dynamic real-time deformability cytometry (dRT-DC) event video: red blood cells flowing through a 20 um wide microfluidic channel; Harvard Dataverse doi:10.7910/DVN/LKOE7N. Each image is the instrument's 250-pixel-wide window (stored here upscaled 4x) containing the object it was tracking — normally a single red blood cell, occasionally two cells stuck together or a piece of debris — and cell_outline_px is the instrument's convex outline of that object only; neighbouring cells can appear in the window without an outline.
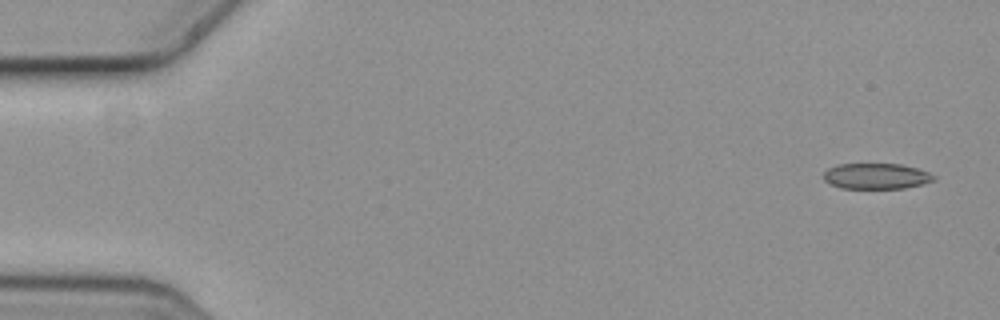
{"species": "common noctule bat (a hibernating species)", "species_latin": "Nyctalus noctula", "temperature_condition": "cold", "stored_images_in_passage": 5, "camera_frame_rate_fps": 3000, "um_per_image_px": 0.085, "animal": {"sex": "female", "body_mass_g": 19.3, "forearm_length_mm": 54.1}, "frame": {"image": 1, "passage_image": 1, "time_ms": 0.0, "image_size_px": [1000, 320], "cell_outline_px": [[936, 176], [932, 180], [920, 184], [904, 188], [844, 188], [832, 184], [824, 180], [824, 172], [828, 168], [840, 164], [900, 164], [916, 168], [928, 172]], "centroid_in_image_um": [74.46, 14.96], "position_along_channel_um": 10.5, "area_um2": 16.18}}
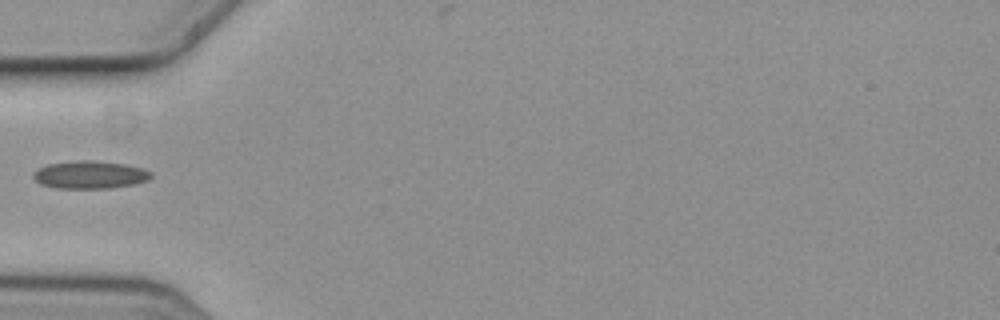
{"frame": {"image": 2, "passage_image": 5, "time_ms": 1.333, "image_size_px": [1000, 320], "cell_outline_px": [[152, 176], [148, 180], [136, 184], [112, 188], [56, 188], [40, 184], [32, 176], [32, 172], [48, 164], [76, 160], [92, 160], [124, 164], [144, 168], [152, 172]], "centroid_in_image_um": [7.66, 14.85], "position_along_channel_um": 77.3, "area_um2": 19.19}}